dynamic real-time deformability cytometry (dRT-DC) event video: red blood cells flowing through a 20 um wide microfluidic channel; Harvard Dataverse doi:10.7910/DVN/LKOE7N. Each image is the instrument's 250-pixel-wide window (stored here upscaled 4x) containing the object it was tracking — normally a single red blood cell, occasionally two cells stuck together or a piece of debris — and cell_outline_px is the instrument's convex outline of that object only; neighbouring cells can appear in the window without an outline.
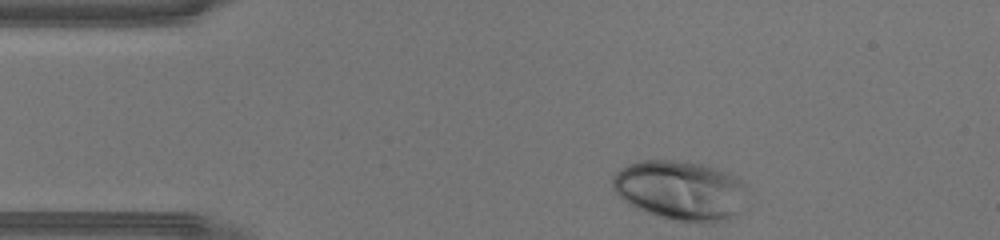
{"species": "human", "species_latin": "Homo sapiens", "temperature_condition": "warm", "stored_images_in_passage": 29, "camera_frame_rate_fps": 3000, "um_per_image_px": 0.085, "donor": {"sex": "male"}, "frame": {"image": 1, "passage_image": 1, "time_ms": 0.0, "image_size_px": [1000, 240], "cell_outline_px": [[748, 184], [736, 212], [716, 224], [704, 224], [680, 220], [660, 216], [636, 208], [628, 204], [612, 188], [612, 176], [620, 168], [628, 164], [640, 160], [688, 160], [716, 168], [728, 172], [736, 176]], "centroid_in_image_um": [57.8, 16.15], "position_along_channel_um": 27.2, "area_um2": 46.76}}
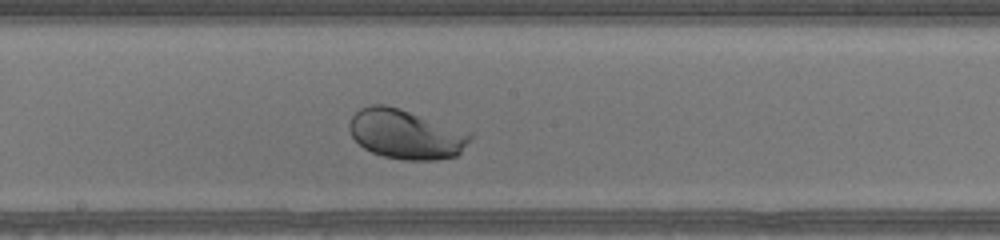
{"frame": {"image": 2, "passage_image": 17, "time_ms": 5.333, "image_size_px": [1000, 240], "cell_outline_px": [[472, 140], [456, 156], [436, 160], [404, 160], [384, 156], [372, 152], [364, 148], [352, 136], [348, 128], [348, 124], [352, 116], [360, 108], [372, 104], [384, 104], [400, 108], [472, 132]], "centroid_in_image_um": [34.52, 11.4], "position_along_channel_um": 213.7, "area_um2": 35.08}}
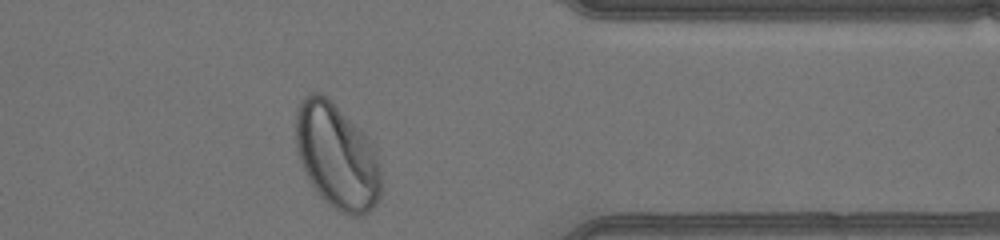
{"frame": {"image": 3, "passage_image": 29, "time_ms": 9.333, "image_size_px": [1000, 240], "cell_outline_px": [[380, 200], [364, 216], [352, 216], [340, 212], [328, 204], [316, 192], [308, 180], [300, 164], [296, 148], [296, 108], [300, 100], [304, 96], [312, 92], [320, 92], [332, 100], [368, 136], [380, 164]], "centroid_in_image_um": [28.62, 13.27], "position_along_channel_um": 382.8, "area_um2": 53.12}}